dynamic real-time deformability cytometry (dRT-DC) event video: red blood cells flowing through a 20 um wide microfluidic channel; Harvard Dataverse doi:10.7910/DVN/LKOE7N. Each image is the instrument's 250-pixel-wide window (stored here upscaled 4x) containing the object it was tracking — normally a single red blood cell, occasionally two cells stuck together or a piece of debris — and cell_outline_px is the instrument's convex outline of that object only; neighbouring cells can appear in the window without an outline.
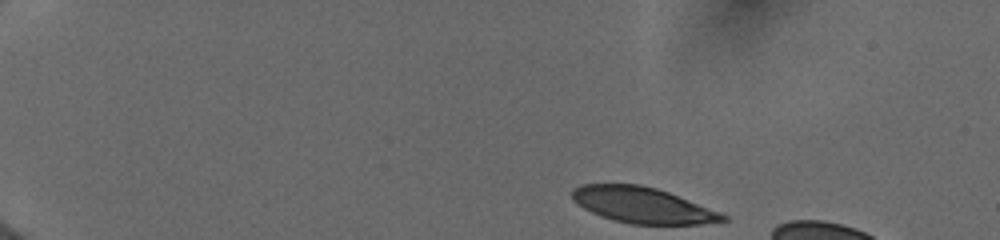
{"species": "human", "species_latin": "Homo sapiens", "temperature_condition": "cold", "stored_images_in_passage": 61, "camera_frame_rate_fps": 3000, "um_per_image_px": 0.085, "donor": {"sex": "female"}, "frame": {"image": 1, "passage_image": 1, "time_ms": 0.0, "image_size_px": [1000, 240], "cell_outline_px": [[728, 220], [700, 224], [632, 224], [616, 220], [592, 212], [584, 208], [572, 200], [572, 188], [580, 184], [640, 184], [656, 188], [668, 192], [720, 212], [728, 216]], "centroid_in_image_um": [54.61, 17.42], "position_along_channel_um": 30.4, "area_um2": 31.15}}
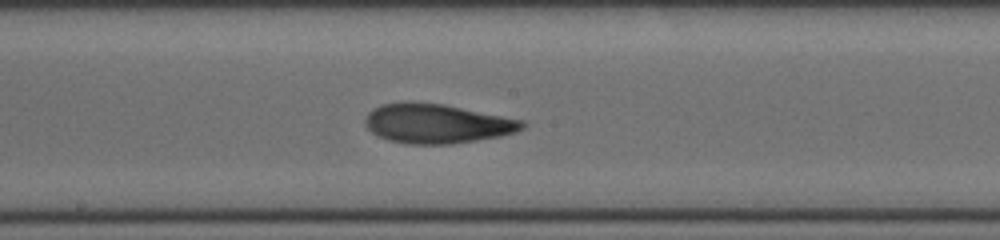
{"frame": {"image": 2, "passage_image": 24, "time_ms": 7.333, "image_size_px": [1000, 240], "cell_outline_px": [[528, 124], [524, 128], [516, 132], [500, 136], [452, 144], [408, 144], [388, 140], [372, 132], [364, 124], [364, 120], [368, 112], [372, 108], [380, 104], [404, 100], [412, 100], [444, 104], [524, 120]], "centroid_in_image_um": [37.11, 10.48], "position_along_channel_um": 211.1, "area_um2": 36.65}}
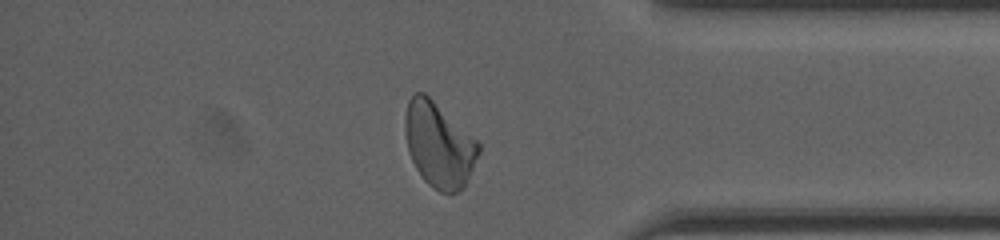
{"frame": {"image": 3, "passage_image": 51, "time_ms": 12.333, "image_size_px": [1000, 240], "cell_outline_px": [[480, 152], [468, 180], [464, 188], [460, 192], [448, 196], [432, 188], [424, 180], [416, 168], [408, 152], [404, 132], [404, 116], [408, 100], [416, 92], [424, 92], [480, 140]], "centroid_in_image_um": [37.33, 12.33], "position_along_channel_um": 397.9, "area_um2": 37.34}}